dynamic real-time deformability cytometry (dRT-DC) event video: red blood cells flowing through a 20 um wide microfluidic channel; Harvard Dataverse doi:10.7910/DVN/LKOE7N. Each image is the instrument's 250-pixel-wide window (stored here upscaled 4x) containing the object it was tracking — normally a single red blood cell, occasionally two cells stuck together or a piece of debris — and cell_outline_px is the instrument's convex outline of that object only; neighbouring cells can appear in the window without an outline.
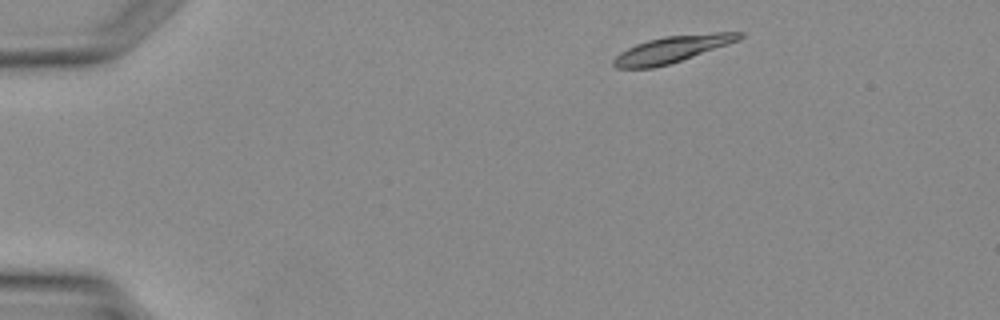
{"species": "Egyptian fruit bat (a non-hibernating species)", "species_latin": "Rousettus aegyptiacus", "temperature_condition": "warm", "stored_images_in_passage": 3, "camera_frame_rate_fps": 3000, "um_per_image_px": 0.085, "animal": {"sex": "female"}, "frame": {"image": 1, "passage_image": 1, "time_ms": 0.0, "image_size_px": [1000, 320], "cell_outline_px": [[744, 36], [740, 40], [668, 64], [652, 68], [616, 68], [612, 64], [612, 60], [620, 52], [636, 44], [648, 40], [664, 36], [716, 32], [744, 32]], "centroid_in_image_um": [57.13, 4.17], "position_along_channel_um": 27.9, "area_um2": 19.31}}